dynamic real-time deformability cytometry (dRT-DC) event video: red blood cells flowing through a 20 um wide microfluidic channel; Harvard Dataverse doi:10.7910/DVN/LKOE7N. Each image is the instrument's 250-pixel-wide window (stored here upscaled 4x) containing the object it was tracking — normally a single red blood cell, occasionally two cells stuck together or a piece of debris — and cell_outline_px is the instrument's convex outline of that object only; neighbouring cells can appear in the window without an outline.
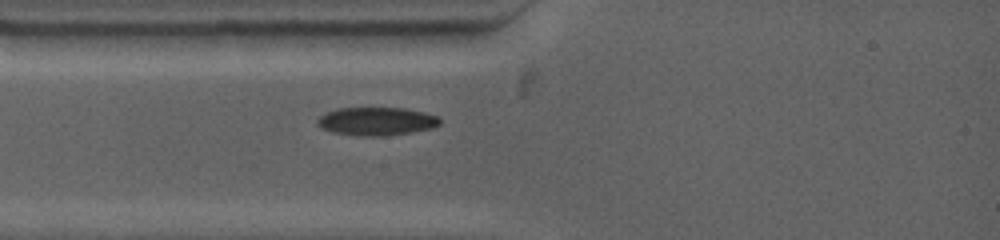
{"species": "common noctule bat (a hibernating species)", "species_latin": "Nyctalus noctula", "temperature_condition": "warm", "stored_images_in_passage": 1, "camera_frame_rate_fps": 4500, "um_per_image_px": 0.085, "animal": {"sex": "female", "body_mass_g": 19.0, "forearm_length_mm": 53.3}, "frame": {"image": 1, "passage_image": 1, "time_ms": 0.0, "image_size_px": [1000, 240], "cell_outline_px": [[440, 124], [432, 128], [384, 136], [356, 136], [332, 132], [320, 128], [316, 124], [316, 120], [320, 116], [336, 108], [404, 108], [424, 112], [440, 116]], "centroid_in_image_um": [31.98, 10.31], "position_along_channel_um": 53.0, "area_um2": 20.23}}